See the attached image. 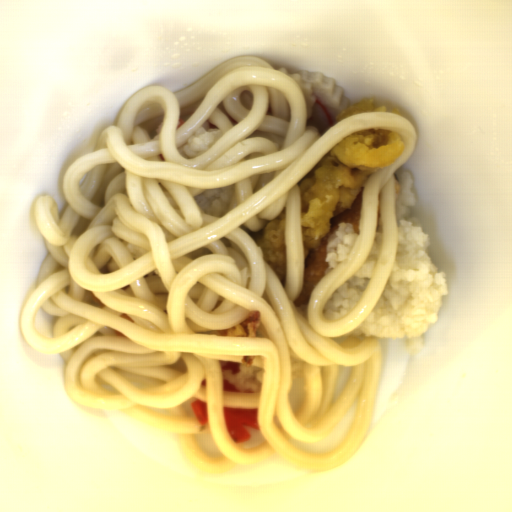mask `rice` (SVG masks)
Segmentation results:
<instances>
[{"label":"rice","instance_id":"1","mask_svg":"<svg viewBox=\"0 0 512 512\" xmlns=\"http://www.w3.org/2000/svg\"><path fill=\"white\" fill-rule=\"evenodd\" d=\"M400 189L394 200L397 240L394 266L385 288L359 328L347 337L403 338L407 352L418 354L423 336L439 323L448 294L446 274L429 253L430 238L417 219L407 217L416 199L410 171L394 173Z\"/></svg>","mask_w":512,"mask_h":512},{"label":"rice","instance_id":"2","mask_svg":"<svg viewBox=\"0 0 512 512\" xmlns=\"http://www.w3.org/2000/svg\"><path fill=\"white\" fill-rule=\"evenodd\" d=\"M384 228L381 215L378 216L377 230L370 254L365 263L325 301L322 308L327 320L343 319L360 303L373 281L380 260Z\"/></svg>","mask_w":512,"mask_h":512},{"label":"rice","instance_id":"3","mask_svg":"<svg viewBox=\"0 0 512 512\" xmlns=\"http://www.w3.org/2000/svg\"><path fill=\"white\" fill-rule=\"evenodd\" d=\"M196 205L210 217L222 218L239 204L235 183L218 189H208L193 196Z\"/></svg>","mask_w":512,"mask_h":512},{"label":"rice","instance_id":"4","mask_svg":"<svg viewBox=\"0 0 512 512\" xmlns=\"http://www.w3.org/2000/svg\"><path fill=\"white\" fill-rule=\"evenodd\" d=\"M358 235L359 233L349 223L342 222L337 225L336 232L329 237L325 247L327 276L334 272L351 253Z\"/></svg>","mask_w":512,"mask_h":512},{"label":"rice","instance_id":"5","mask_svg":"<svg viewBox=\"0 0 512 512\" xmlns=\"http://www.w3.org/2000/svg\"><path fill=\"white\" fill-rule=\"evenodd\" d=\"M220 128L211 121L201 124L179 147L184 158H192L209 151L220 139Z\"/></svg>","mask_w":512,"mask_h":512},{"label":"rice","instance_id":"6","mask_svg":"<svg viewBox=\"0 0 512 512\" xmlns=\"http://www.w3.org/2000/svg\"><path fill=\"white\" fill-rule=\"evenodd\" d=\"M262 369L258 366H246L239 363V370H223V379L232 383L241 393H259Z\"/></svg>","mask_w":512,"mask_h":512},{"label":"rice","instance_id":"7","mask_svg":"<svg viewBox=\"0 0 512 512\" xmlns=\"http://www.w3.org/2000/svg\"><path fill=\"white\" fill-rule=\"evenodd\" d=\"M294 367L293 384L288 395L291 412L296 416L304 398L305 384L303 378V363L292 361Z\"/></svg>","mask_w":512,"mask_h":512},{"label":"rice","instance_id":"8","mask_svg":"<svg viewBox=\"0 0 512 512\" xmlns=\"http://www.w3.org/2000/svg\"><path fill=\"white\" fill-rule=\"evenodd\" d=\"M162 129H163V120L161 122H159L158 125L155 127L154 137L151 141L155 142L156 140H158L161 137Z\"/></svg>","mask_w":512,"mask_h":512}]
</instances>
